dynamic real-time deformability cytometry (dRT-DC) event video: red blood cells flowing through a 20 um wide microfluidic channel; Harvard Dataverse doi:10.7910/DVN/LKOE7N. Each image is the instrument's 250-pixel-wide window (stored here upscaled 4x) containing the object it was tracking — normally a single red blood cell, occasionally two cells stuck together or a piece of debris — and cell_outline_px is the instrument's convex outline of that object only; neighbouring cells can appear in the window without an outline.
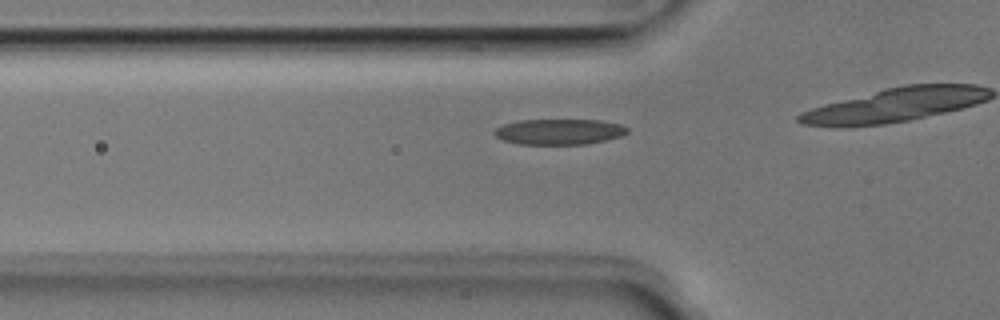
{"species": "Egyptian fruit bat (a non-hibernating species)", "species_latin": "Rousettus aegyptiacus", "temperature_condition": "room temperature", "stored_images_in_passage": 27, "camera_frame_rate_fps": 3000, "um_per_image_px": 0.085, "animal": {"sex": "male"}, "frame": {"image": 1, "passage_image": 14, "time_ms": 4.333, "image_size_px": [1000, 320], "cell_outline_px": [[628, 132], [620, 136], [588, 144], [520, 144], [504, 140], [496, 136], [492, 132], [496, 128], [504, 124], [520, 120], [600, 120], [620, 124], [628, 128]], "centroid_in_image_um": [47.53, 11.19], "position_along_channel_um": 78.3, "area_um2": 19.71}}
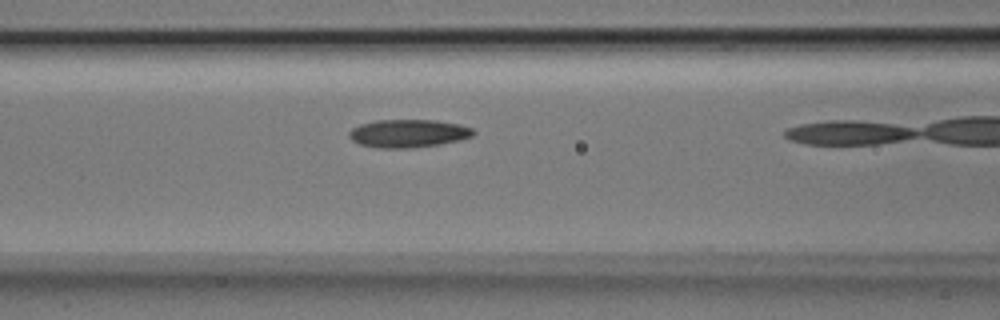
{"frame": {"image": 2, "passage_image": 18, "time_ms": 5.667, "image_size_px": [1000, 320], "cell_outline_px": [[476, 132], [472, 136], [460, 140], [440, 144], [412, 148], [376, 148], [360, 144], [352, 140], [348, 136], [348, 132], [352, 128], [360, 124], [376, 120], [436, 120], [460, 124], [472, 128]], "centroid_in_image_um": [34.7, 11.34], "position_along_channel_um": 131.9, "area_um2": 20.46}}
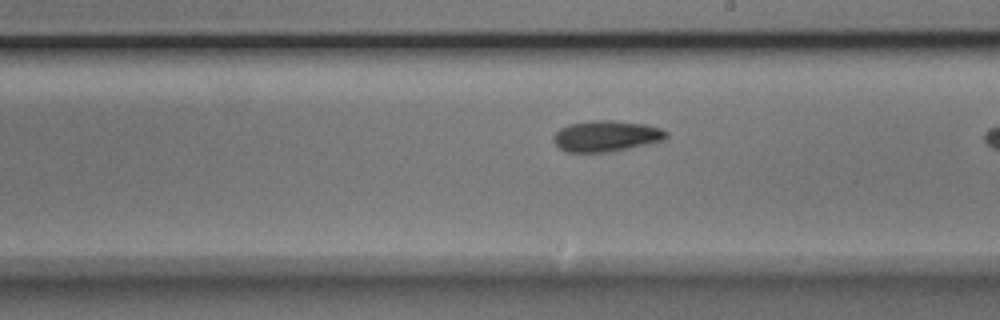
{"frame": {"image": 3, "passage_image": 26, "time_ms": 8.333, "image_size_px": [1000, 320], "cell_outline_px": [[668, 136], [664, 140], [628, 148], [608, 152], [564, 152], [552, 140], [552, 136], [560, 128], [568, 124], [592, 120], [612, 120], [644, 124], [660, 128], [668, 132]], "centroid_in_image_um": [51.49, 11.56], "position_along_channel_um": 237.5, "area_um2": 20.4}}